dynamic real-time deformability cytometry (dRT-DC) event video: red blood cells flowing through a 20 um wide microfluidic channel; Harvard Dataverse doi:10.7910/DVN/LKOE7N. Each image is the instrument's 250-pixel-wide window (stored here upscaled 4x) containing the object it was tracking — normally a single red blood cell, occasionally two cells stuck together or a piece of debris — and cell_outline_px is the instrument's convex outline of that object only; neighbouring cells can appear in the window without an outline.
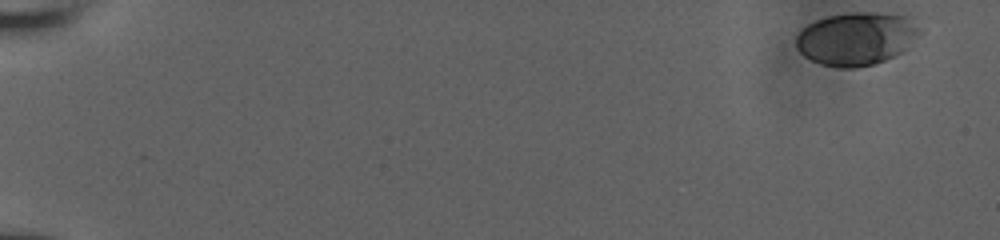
{"species": "human", "species_latin": "Homo sapiens", "temperature_condition": "room temperature", "stored_images_in_passage": 18, "camera_frame_rate_fps": 3000, "um_per_image_px": 0.085, "donor": {"sex": "male"}, "frame": {"image": 1, "passage_image": 1, "time_ms": 0.0, "image_size_px": [1000, 240], "cell_outline_px": [[924, 32], [900, 52], [876, 64], [856, 68], [840, 68], [820, 64], [804, 56], [796, 48], [796, 36], [808, 24], [816, 20], [828, 16], [904, 16], [924, 28]], "centroid_in_image_um": [72.78, 3.37], "position_along_channel_um": 12.2, "area_um2": 36.82}}
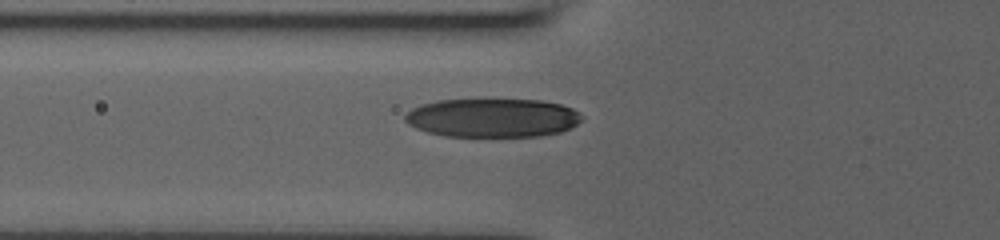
{"frame": {"image": 2, "passage_image": 16, "time_ms": 7.0, "image_size_px": [1000, 240], "cell_outline_px": [[580, 120], [576, 124], [560, 132], [540, 136], [444, 136], [428, 132], [416, 128], [408, 124], [404, 120], [404, 116], [412, 108], [420, 104], [440, 100], [540, 100], [560, 104], [572, 108], [580, 116]], "centroid_in_image_um": [41.81, 10.02], "position_along_channel_um": 84.0, "area_um2": 39.59}}
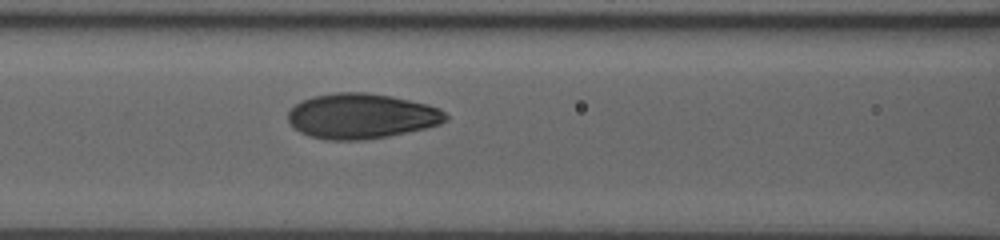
{"frame": {"image": 3, "passage_image": 18, "time_ms": 8.333, "image_size_px": [1000, 240], "cell_outline_px": [[448, 120], [440, 124], [424, 128], [388, 136], [364, 140], [324, 140], [308, 136], [300, 132], [288, 120], [288, 112], [300, 100], [312, 96], [336, 92], [368, 92], [392, 96], [428, 104], [440, 108], [448, 116]], "centroid_in_image_um": [30.72, 9.86], "position_along_channel_um": 135.9, "area_um2": 41.73}}